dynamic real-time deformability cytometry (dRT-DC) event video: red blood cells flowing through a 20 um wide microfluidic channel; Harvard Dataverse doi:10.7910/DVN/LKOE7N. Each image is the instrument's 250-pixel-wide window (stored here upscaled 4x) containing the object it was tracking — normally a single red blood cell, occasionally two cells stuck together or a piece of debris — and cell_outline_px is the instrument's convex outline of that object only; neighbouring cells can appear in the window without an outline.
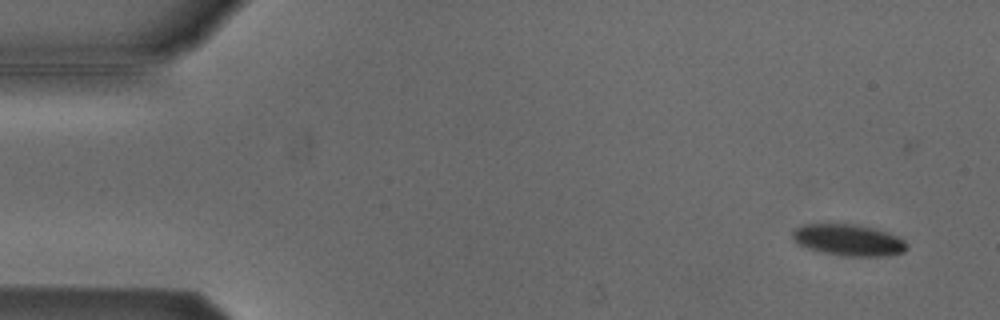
{"species": "Egyptian fruit bat (a non-hibernating species)", "species_latin": "Rousettus aegyptiacus", "temperature_condition": "cold", "stored_images_in_passage": 6, "camera_frame_rate_fps": 3000, "um_per_image_px": 0.085, "animal": {"sex": "male"}, "frame": {"image": 1, "passage_image": 2, "time_ms": 0.333, "image_size_px": [1000, 320], "cell_outline_px": [[908, 248], [904, 252], [888, 256], [840, 256], [820, 252], [796, 244], [792, 236], [792, 232], [796, 228], [804, 224], [852, 224], [872, 228], [888, 232], [904, 240], [908, 244]], "centroid_in_image_um": [72.12, 20.42], "position_along_channel_um": 12.9, "area_um2": 21.1}}